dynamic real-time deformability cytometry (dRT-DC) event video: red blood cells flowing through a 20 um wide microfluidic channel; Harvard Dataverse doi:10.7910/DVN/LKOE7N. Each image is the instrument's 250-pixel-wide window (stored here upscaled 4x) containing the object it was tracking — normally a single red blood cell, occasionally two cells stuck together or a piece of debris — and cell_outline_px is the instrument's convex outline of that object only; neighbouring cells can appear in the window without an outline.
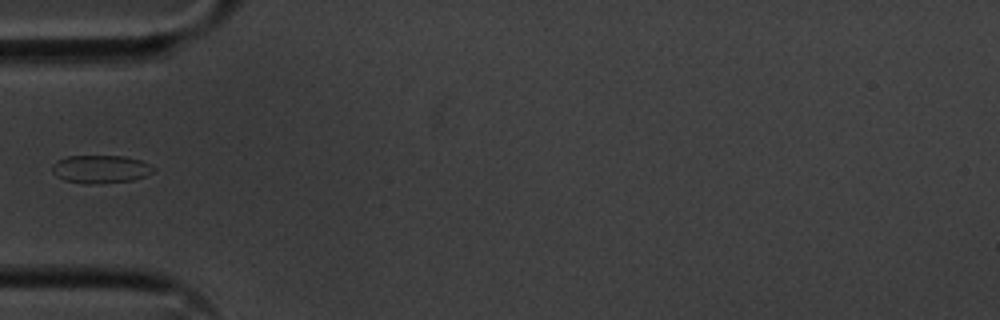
{"species": "common noctule bat (a hibernating species)", "species_latin": "Nyctalus noctula", "temperature_condition": "cold", "stored_images_in_passage": 38, "camera_frame_rate_fps": 3000, "um_per_image_px": 0.085, "animal": {"sex": "male", "body_mass_g": 20.1, "forearm_length_mm": 53.5}, "frame": {"image": 1, "passage_image": 1, "time_ms": 0.0, "image_size_px": [1000, 320], "cell_outline_px": [[156, 172], [132, 180], [96, 184], [88, 184], [64, 180], [56, 176], [52, 172], [52, 164], [56, 160], [68, 156], [124, 156], [140, 160], [156, 168]], "centroid_in_image_um": [8.54, 14.37], "position_along_channel_um": 76.5, "area_um2": 16.65}}
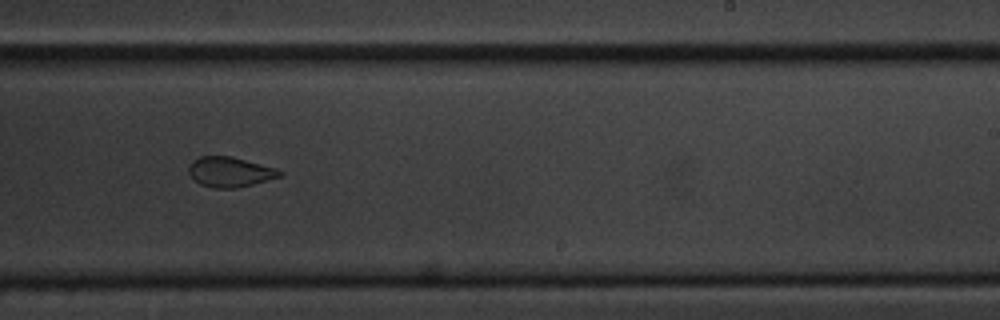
{"frame": {"image": 2, "passage_image": 17, "time_ms": 5.333, "image_size_px": [1000, 320], "cell_outline_px": [[284, 176], [236, 188], [212, 188], [200, 184], [188, 172], [188, 168], [192, 160], [200, 156], [232, 156], [276, 168], [284, 172]], "centroid_in_image_um": [19.57, 14.61], "position_along_channel_um": 269.4, "area_um2": 16.01}}
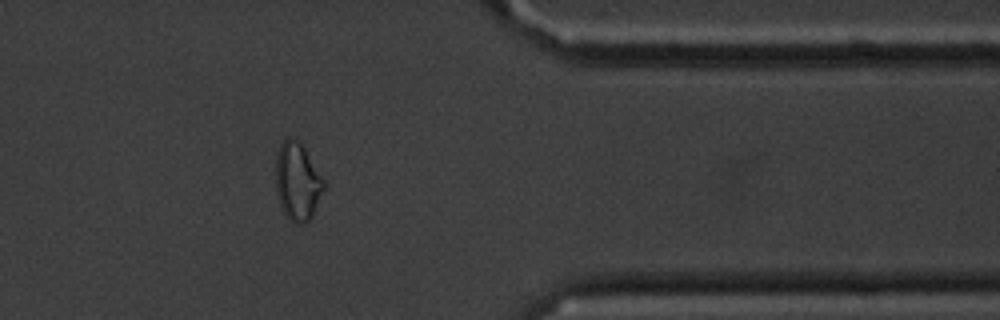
{"frame": {"image": 3, "passage_image": 28, "time_ms": 9.0, "image_size_px": [1000, 320], "cell_outline_px": [[324, 188], [312, 216], [304, 224], [292, 224], [284, 212], [280, 204], [276, 188], [276, 156], [280, 144], [288, 136], [292, 136], [304, 148], [324, 180]], "centroid_in_image_um": [25.27, 15.44], "position_along_channel_um": 386.1, "area_um2": 21.56}}